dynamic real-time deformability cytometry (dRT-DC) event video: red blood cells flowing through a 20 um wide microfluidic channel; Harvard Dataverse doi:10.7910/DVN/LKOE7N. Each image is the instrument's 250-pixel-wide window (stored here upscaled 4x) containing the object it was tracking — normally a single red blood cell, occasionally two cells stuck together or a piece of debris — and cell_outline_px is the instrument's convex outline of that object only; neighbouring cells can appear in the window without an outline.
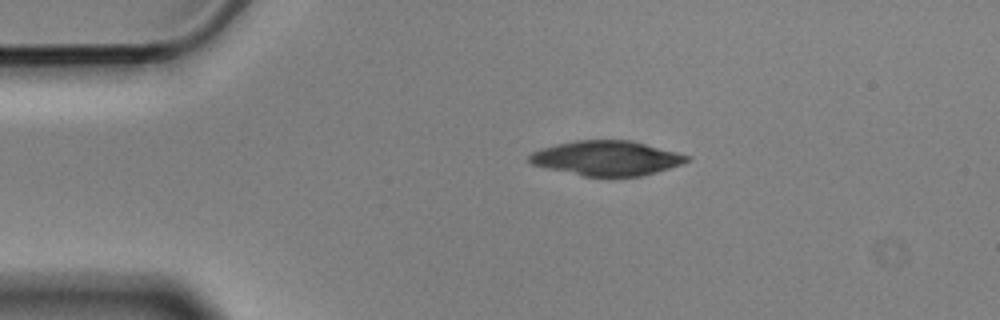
{"species": "Egyptian fruit bat (a non-hibernating species)", "species_latin": "Rousettus aegyptiacus", "temperature_condition": "cold", "stored_images_in_passage": 9, "camera_frame_rate_fps": 3000, "um_per_image_px": 0.085, "animal": {"sex": "male"}, "frame": {"image": 1, "passage_image": 3, "time_ms": 0.667, "image_size_px": [1000, 320], "cell_outline_px": [[692, 156], [688, 160], [680, 164], [656, 172], [640, 176], [612, 180], [584, 176], [548, 168], [532, 164], [528, 160], [528, 156], [532, 152], [540, 148], [556, 144], [576, 140], [632, 140]], "centroid_in_image_um": [51.56, 13.47], "position_along_channel_um": 33.4, "area_um2": 32.48}}
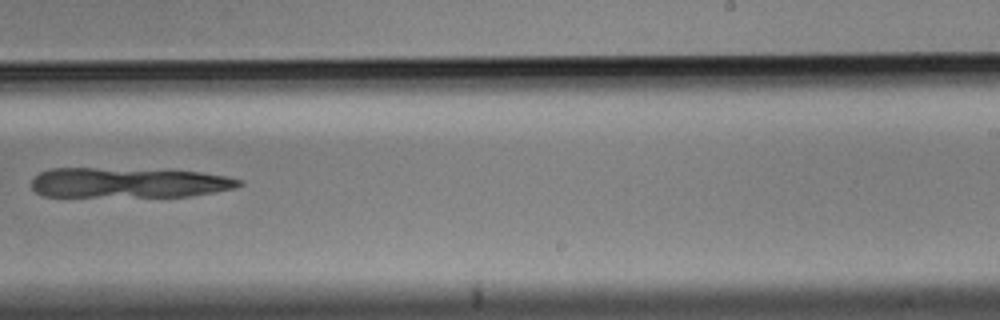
{"frame": {"image": 2, "passage_image": 9, "time_ms": 2.667, "image_size_px": [1000, 320], "cell_outline_px": [[244, 184], [236, 188], [188, 196], [44, 196], [36, 192], [32, 188], [32, 180], [40, 172], [48, 168], [92, 168], [200, 172], [228, 176], [244, 180]], "centroid_in_image_um": [10.95, 15.53], "position_along_channel_um": 278.1, "area_um2": 36.13}}